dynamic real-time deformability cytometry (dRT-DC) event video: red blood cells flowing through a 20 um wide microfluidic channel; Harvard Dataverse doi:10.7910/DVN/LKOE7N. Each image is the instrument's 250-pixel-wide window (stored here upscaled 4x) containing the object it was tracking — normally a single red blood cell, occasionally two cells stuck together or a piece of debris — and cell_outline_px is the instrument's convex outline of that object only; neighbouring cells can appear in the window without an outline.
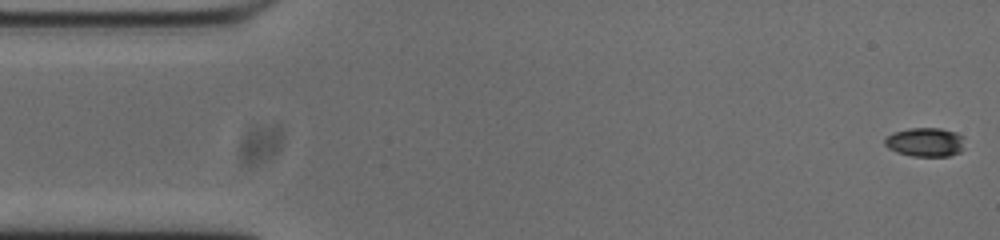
{"species": "common noctule bat (a hibernating species)", "species_latin": "Nyctalus noctula", "temperature_condition": "cold", "stored_images_in_passage": 17, "camera_frame_rate_fps": 3000, "um_per_image_px": 0.085, "animal": {"sex": "male", "body_mass_g": 20.0, "forearm_length_mm": 53.3}, "frame": {"image": 1, "passage_image": 1, "time_ms": 0.0, "image_size_px": [1000, 240], "cell_outline_px": [[964, 148], [960, 152], [948, 156], [912, 156], [896, 152], [888, 148], [884, 144], [884, 140], [892, 132], [908, 128], [940, 128], [956, 132], [964, 136]], "centroid_in_image_um": [78.66, 12.07], "position_along_channel_um": 6.3, "area_um2": 13.7}}
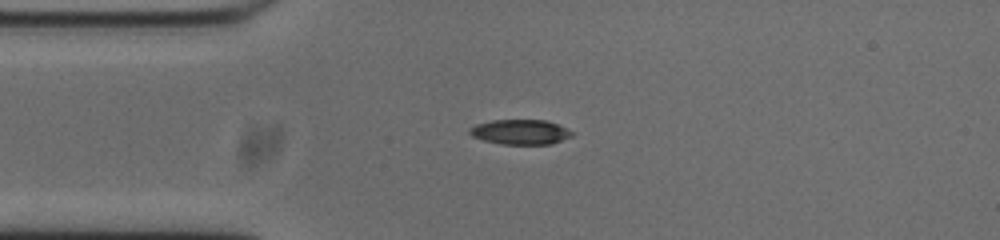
{"frame": {"image": 2, "passage_image": 12, "time_ms": 3.667, "image_size_px": [1000, 240], "cell_outline_px": [[572, 136], [552, 144], [500, 144], [484, 140], [472, 136], [468, 132], [468, 128], [476, 124], [492, 120], [544, 120], [556, 124], [572, 132]], "centroid_in_image_um": [44.18, 11.22], "position_along_channel_um": 40.8, "area_um2": 14.74}}
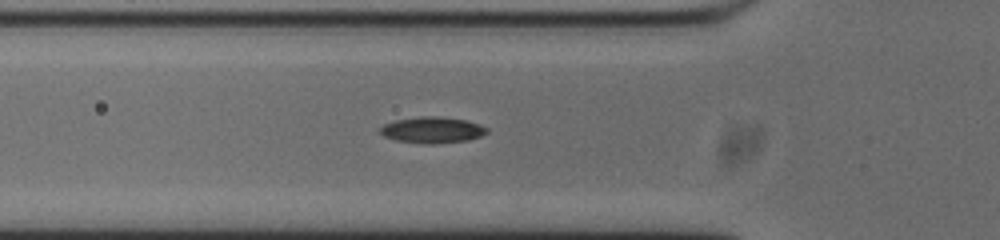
{"frame": {"image": 3, "passage_image": 17, "time_ms": 5.333, "image_size_px": [1000, 240], "cell_outline_px": [[488, 132], [480, 136], [468, 140], [432, 144], [428, 144], [396, 140], [384, 136], [380, 132], [380, 128], [384, 124], [396, 120], [420, 116], [440, 116], [468, 120], [480, 124], [488, 128]], "centroid_in_image_um": [36.77, 11.03], "position_along_channel_um": 89.0, "area_um2": 16.3}}